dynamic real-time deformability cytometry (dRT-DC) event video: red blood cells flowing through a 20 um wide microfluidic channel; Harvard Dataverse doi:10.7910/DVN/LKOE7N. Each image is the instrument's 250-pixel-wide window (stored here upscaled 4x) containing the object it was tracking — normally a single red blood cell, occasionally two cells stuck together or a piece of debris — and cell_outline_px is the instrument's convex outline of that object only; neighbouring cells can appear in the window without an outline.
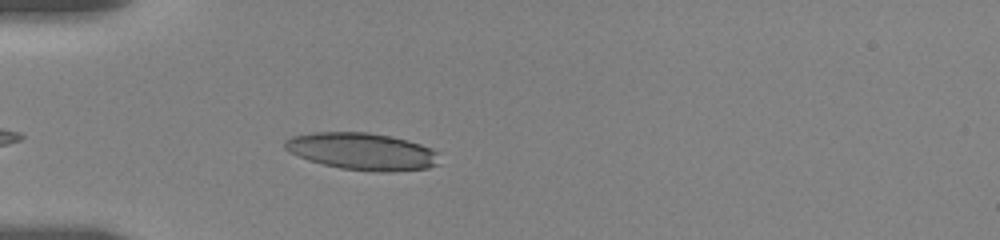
{"species": "human", "species_latin": "Homo sapiens", "temperature_condition": "room temperature", "stored_images_in_passage": 8, "camera_frame_rate_fps": 3000, "um_per_image_px": 0.085, "donor": {"sex": "female"}, "frame": {"image": 1, "passage_image": 6, "time_ms": 1.0, "image_size_px": [1000, 240], "cell_outline_px": [[440, 164], [428, 168], [392, 172], [376, 172], [340, 168], [308, 160], [288, 152], [284, 148], [284, 140], [292, 136], [312, 132], [368, 132], [408, 140], [432, 148], [436, 152]], "centroid_in_image_um": [30.77, 12.87], "position_along_channel_um": 54.2, "area_um2": 33.58}}